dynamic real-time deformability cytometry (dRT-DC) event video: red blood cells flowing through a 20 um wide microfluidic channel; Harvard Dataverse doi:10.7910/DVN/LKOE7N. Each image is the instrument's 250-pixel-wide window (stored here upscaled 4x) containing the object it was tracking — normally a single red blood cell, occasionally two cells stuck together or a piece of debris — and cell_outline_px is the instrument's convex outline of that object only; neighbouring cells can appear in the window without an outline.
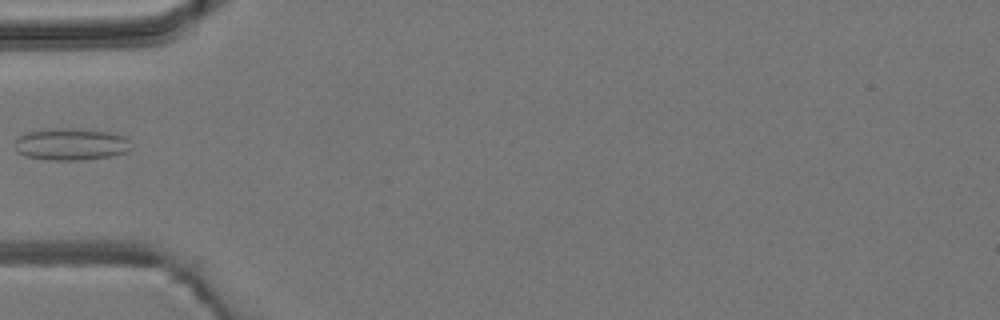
{"species": "common noctule bat (a hibernating species)", "species_latin": "Nyctalus noctula", "temperature_condition": "room temperature", "stored_images_in_passage": 6, "camera_frame_rate_fps": 3000, "um_per_image_px": 0.085, "animal": {"sex": "male", "body_mass_g": 19.2, "forearm_length_mm": 51.8}, "frame": {"image": 1, "passage_image": 5, "time_ms": 4.667, "image_size_px": [1000, 320], "cell_outline_px": [[132, 148], [128, 152], [108, 156], [80, 160], [48, 160], [24, 156], [16, 148], [16, 140], [24, 132], [52, 128], [72, 128], [116, 132], [124, 136], [128, 140]], "centroid_in_image_um": [6.06, 12.24], "position_along_channel_um": 78.9, "area_um2": 21.85}}